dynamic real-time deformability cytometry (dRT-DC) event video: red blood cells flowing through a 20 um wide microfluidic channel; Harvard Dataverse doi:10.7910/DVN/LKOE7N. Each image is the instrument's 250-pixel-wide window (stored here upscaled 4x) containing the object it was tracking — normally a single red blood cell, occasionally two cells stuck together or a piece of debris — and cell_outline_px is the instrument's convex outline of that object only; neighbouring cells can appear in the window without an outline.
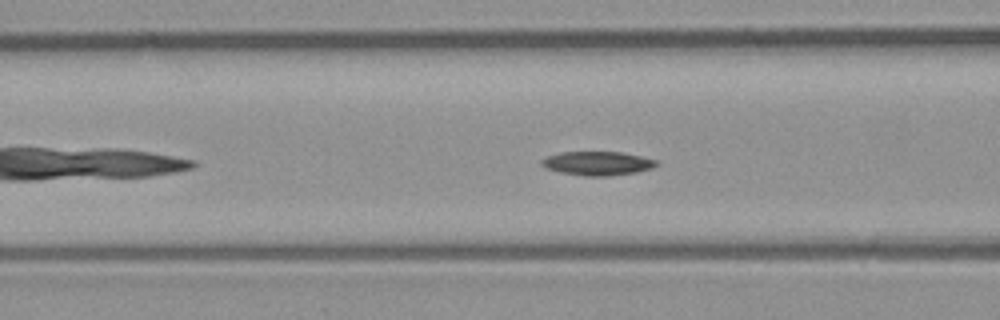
{"species": "common noctule bat (a hibernating species)", "species_latin": "Nyctalus noctula", "temperature_condition": "room temperature", "stored_images_in_passage": 42, "camera_frame_rate_fps": 3000, "um_per_image_px": 0.085, "animal": {"sex": "male", "body_mass_g": 23.1, "forearm_length_mm": 52.7}, "frame": {"image": 1, "passage_image": 9, "time_ms": 2.667, "image_size_px": [1000, 320], "cell_outline_px": [[660, 164], [652, 168], [636, 172], [608, 176], [584, 176], [560, 172], [548, 168], [540, 164], [540, 160], [548, 156], [560, 152], [620, 152], [640, 156], [656, 160]], "centroid_in_image_um": [50.79, 13.88], "position_along_channel_um": 115.8, "area_um2": 15.9}}
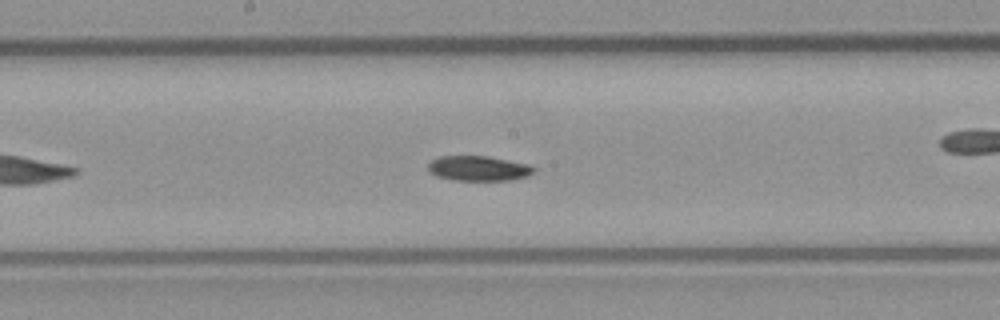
{"frame": {"image": 2, "passage_image": 16, "time_ms": 5.0, "image_size_px": [1000, 320], "cell_outline_px": [[536, 168], [528, 176], [512, 180], [456, 180], [436, 176], [428, 168], [428, 164], [432, 160], [440, 156], [488, 156], [528, 164]], "centroid_in_image_um": [40.69, 14.31], "position_along_channel_um": 207.5, "area_um2": 15.26}}
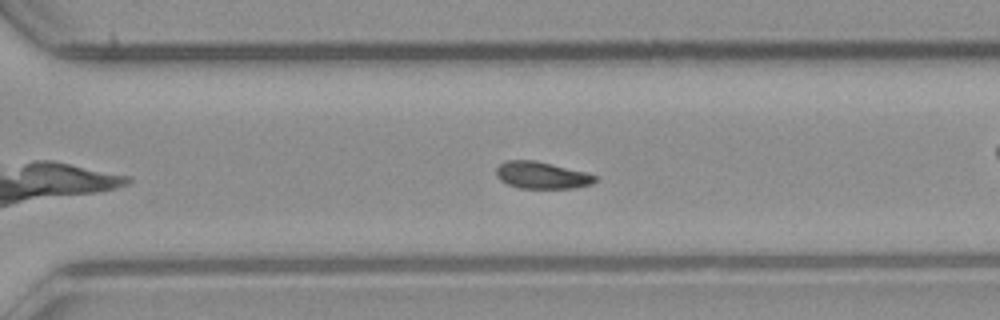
{"frame": {"image": 3, "passage_image": 25, "time_ms": 8.0, "image_size_px": [1000, 320], "cell_outline_px": [[596, 180], [592, 184], [572, 188], [520, 188], [508, 184], [500, 180], [496, 176], [496, 168], [500, 164], [508, 160], [532, 160], [552, 164], [584, 172], [596, 176]], "centroid_in_image_um": [46.02, 14.9], "position_along_channel_um": 324.6, "area_um2": 15.32}, "authors_computed_cell_mechanics": {"area_um2": 15.6638, "velocity_mm_per_s": 3.9243, "shape_relaxation_time_tau1_ms": 6.503, "shape_relaxation_time_tau2_ms": null, "deformation_change_tau1": 0.1341, "deformation_change_tau2": null}}